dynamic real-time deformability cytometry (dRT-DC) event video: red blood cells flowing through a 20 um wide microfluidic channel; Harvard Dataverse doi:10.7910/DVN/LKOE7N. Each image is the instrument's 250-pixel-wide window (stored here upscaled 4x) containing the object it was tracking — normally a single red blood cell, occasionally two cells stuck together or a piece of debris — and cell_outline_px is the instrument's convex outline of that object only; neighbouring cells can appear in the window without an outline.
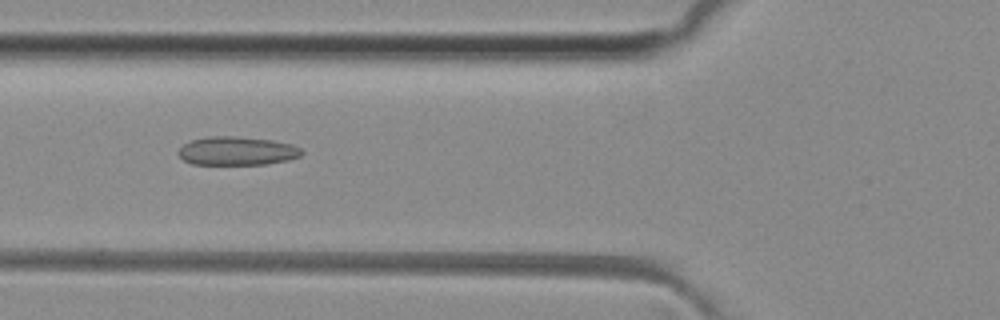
{"species": "common noctule bat (a hibernating species)", "species_latin": "Nyctalus noctula", "temperature_condition": "room temperature", "stored_images_in_passage": 37, "camera_frame_rate_fps": 3000, "um_per_image_px": 0.085, "animal": {"sex": "female", "body_mass_g": 29.2, "forearm_length_mm": 56.3}, "frame": {"image": 1, "passage_image": 12, "time_ms": 3.667, "image_size_px": [1000, 320], "cell_outline_px": [[304, 152], [300, 156], [288, 160], [268, 164], [192, 164], [184, 160], [176, 152], [184, 144], [192, 140], [208, 136], [236, 136], [272, 140], [292, 144], [300, 148]], "centroid_in_image_um": [20.15, 12.83], "position_along_channel_um": 105.6, "area_um2": 20.58}}
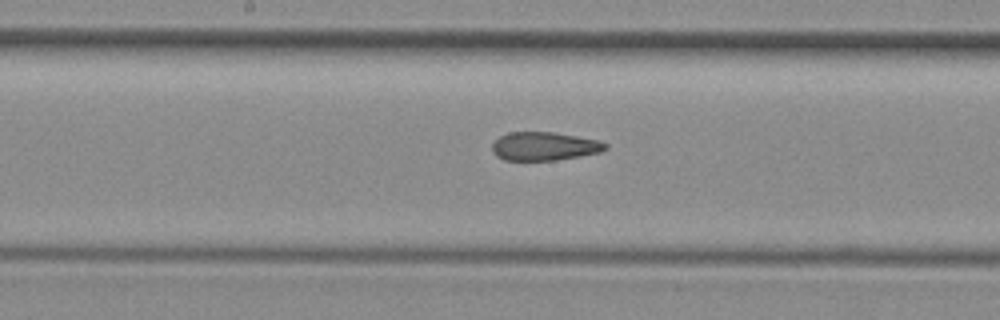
{"frame": {"image": 2, "passage_image": 19, "time_ms": 6.0, "image_size_px": [1000, 320], "cell_outline_px": [[608, 148], [600, 152], [580, 156], [556, 160], [504, 160], [496, 156], [492, 152], [492, 144], [500, 136], [508, 132], [552, 132], [600, 140], [608, 144]], "centroid_in_image_um": [46.27, 12.43], "position_along_channel_um": 201.9, "area_um2": 18.84}}
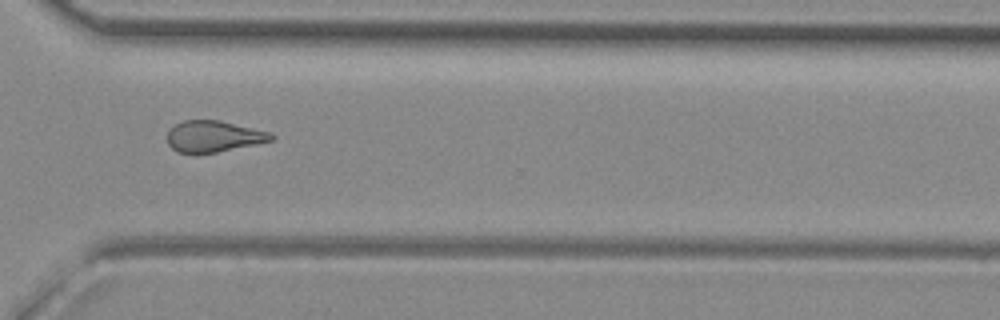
{"frame": {"image": 3, "passage_image": 30, "time_ms": 9.667, "image_size_px": [1000, 320], "cell_outline_px": [[276, 136], [272, 140], [256, 144], [216, 152], [176, 152], [168, 144], [168, 132], [176, 124], [184, 120], [220, 120], [268, 132]], "centroid_in_image_um": [18.15, 11.58], "position_along_channel_um": 352.4, "area_um2": 18.55}, "authors_computed_cell_mechanics": {"area_um2": 19.7676, "velocity_mm_per_s": 4.1147, "shape_relaxation_time_tau1_ms": null, "shape_relaxation_time_tau2_ms": 2.6993, "deformation_change_tau1": null, "deformation_change_tau2": 0.1108}}